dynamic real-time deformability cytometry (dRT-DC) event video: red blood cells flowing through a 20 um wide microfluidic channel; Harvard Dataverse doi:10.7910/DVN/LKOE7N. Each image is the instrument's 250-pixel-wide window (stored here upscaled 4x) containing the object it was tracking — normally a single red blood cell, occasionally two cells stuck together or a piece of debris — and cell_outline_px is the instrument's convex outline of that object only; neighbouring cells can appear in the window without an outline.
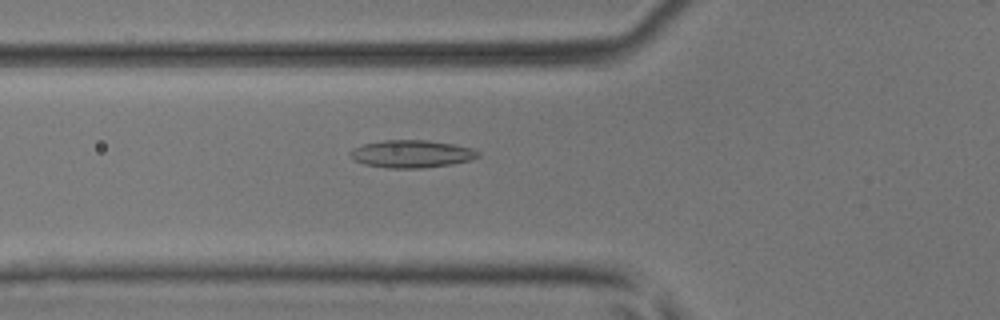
{"species": "common noctule bat (a hibernating species)", "species_latin": "Nyctalus noctula", "temperature_condition": "room temperature", "stored_images_in_passage": 11, "camera_frame_rate_fps": 3000, "um_per_image_px": 0.085, "animal": {"sex": "male", "body_mass_g": 17.9, "forearm_length_mm": 54.2}, "frame": {"image": 1, "passage_image": 7, "time_ms": 2.0, "image_size_px": [1000, 320], "cell_outline_px": [[480, 156], [468, 160], [452, 164], [424, 168], [388, 168], [364, 164], [348, 156], [348, 152], [352, 148], [364, 144], [384, 140], [428, 140], [452, 144], [472, 148], [480, 152]], "centroid_in_image_um": [34.96, 13.08], "position_along_channel_um": 90.8, "area_um2": 20.58}}
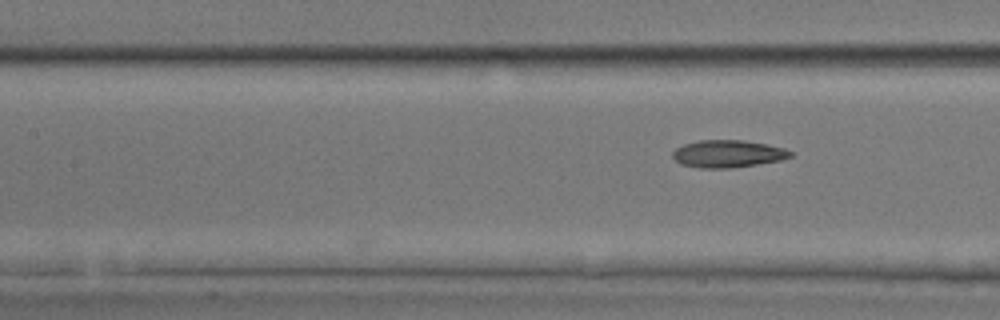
{"frame": {"image": 2, "passage_image": 11, "time_ms": 3.333, "image_size_px": [1000, 320], "cell_outline_px": [[792, 156], [780, 160], [756, 164], [728, 168], [700, 168], [680, 164], [672, 156], [672, 152], [676, 148], [684, 144], [700, 140], [744, 140], [784, 148], [792, 152]], "centroid_in_image_um": [61.83, 13.07], "position_along_channel_um": 145.6, "area_um2": 18.61}}